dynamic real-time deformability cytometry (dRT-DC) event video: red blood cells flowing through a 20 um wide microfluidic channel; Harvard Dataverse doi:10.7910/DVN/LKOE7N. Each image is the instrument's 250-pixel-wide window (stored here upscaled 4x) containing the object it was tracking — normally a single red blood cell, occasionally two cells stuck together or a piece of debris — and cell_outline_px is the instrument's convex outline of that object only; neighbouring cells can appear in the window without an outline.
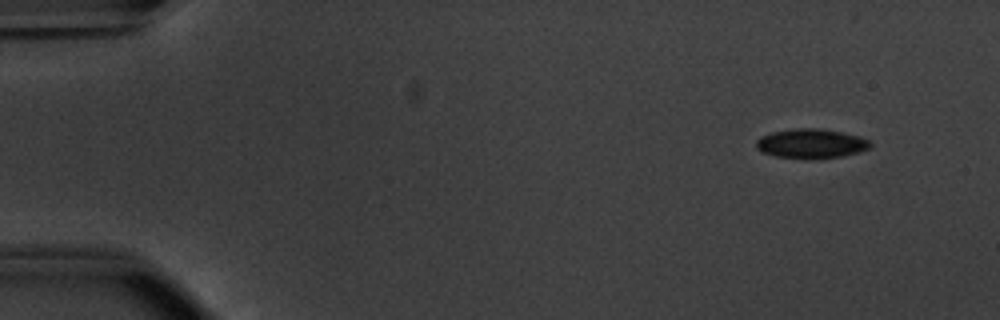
{"species": "common noctule bat (a hibernating species)", "species_latin": "Nyctalus noctula", "temperature_condition": "warm", "stored_images_in_passage": 50, "camera_frame_rate_fps": 3000, "um_per_image_px": 0.085, "animal": {"sex": "male", "body_mass_g": 20.1, "forearm_length_mm": 53.5}, "frame": {"image": 1, "passage_image": 1, "time_ms": 0.0, "image_size_px": [1000, 320], "cell_outline_px": [[872, 144], [868, 148], [860, 152], [844, 156], [816, 160], [808, 160], [776, 156], [764, 152], [756, 148], [756, 140], [760, 136], [772, 132], [796, 128], [820, 128], [844, 132], [860, 136], [868, 140]], "centroid_in_image_um": [68.97, 12.22], "position_along_channel_um": 16.0, "area_um2": 20.0}}
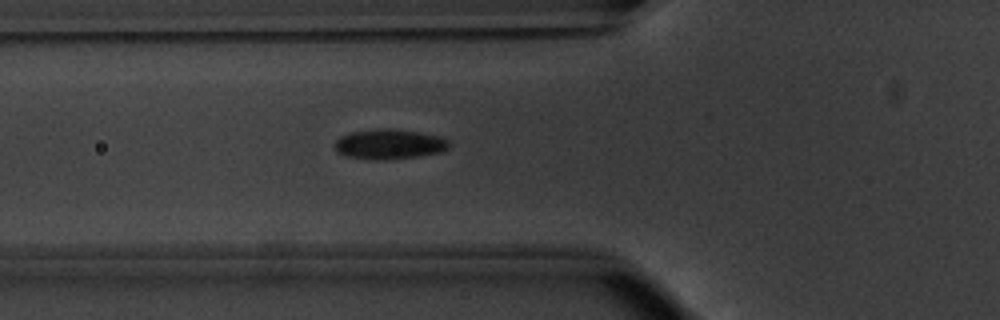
{"frame": {"image": 2, "passage_image": 16, "time_ms": 5.0, "image_size_px": [1000, 320], "cell_outline_px": [[452, 144], [448, 148], [440, 152], [416, 156], [376, 160], [348, 156], [336, 152], [332, 144], [340, 136], [352, 132], [376, 128], [388, 128], [416, 132], [440, 136], [448, 140]], "centroid_in_image_um": [33.05, 12.24], "position_along_channel_um": 92.7, "area_um2": 19.88}}
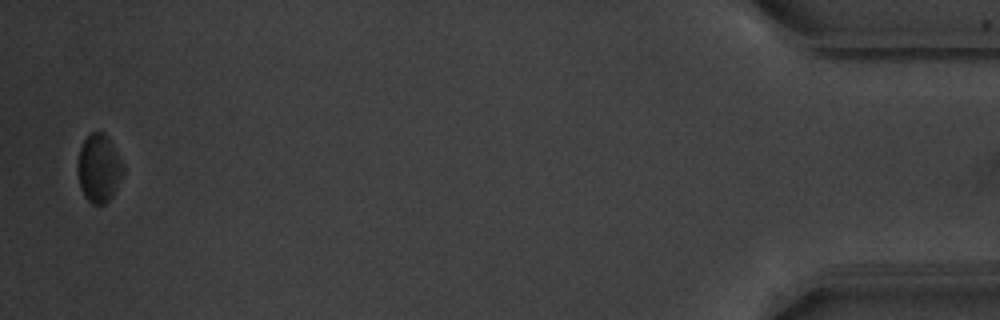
{"frame": {"image": 3, "passage_image": 49, "time_ms": 16.0, "image_size_px": [1000, 320], "cell_outline_px": [[124, 168], [112, 196], [104, 204], [92, 204], [84, 196], [80, 188], [80, 148], [84, 140], [92, 132], [104, 132], [108, 136]], "centroid_in_image_um": [8.42, 14.3], "position_along_channel_um": 426.8, "area_um2": 17.22}}